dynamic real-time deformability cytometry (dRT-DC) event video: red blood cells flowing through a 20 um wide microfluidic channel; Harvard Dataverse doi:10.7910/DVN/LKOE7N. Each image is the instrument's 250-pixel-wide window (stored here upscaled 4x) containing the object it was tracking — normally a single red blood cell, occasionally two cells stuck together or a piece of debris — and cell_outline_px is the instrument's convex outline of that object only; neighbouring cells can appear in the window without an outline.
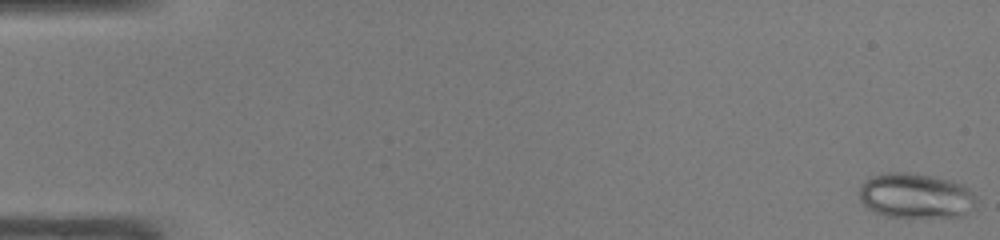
{"species": "common noctule bat (a hibernating species)", "species_latin": "Nyctalus noctula", "temperature_condition": "warm", "stored_images_in_passage": 48, "camera_frame_rate_fps": 3000, "um_per_image_px": 0.085, "animal": {"sex": "male", "body_mass_g": 19.0, "forearm_length_mm": 50.8}, "frame": {"image": 1, "passage_image": 1, "time_ms": 0.0, "image_size_px": [1000, 240], "cell_outline_px": [[976, 204], [972, 208], [960, 216], [888, 216], [876, 212], [868, 208], [860, 200], [860, 184], [868, 176], [888, 172], [908, 172], [932, 176], [952, 180], [964, 184], [972, 192], [976, 200]], "centroid_in_image_um": [77.81, 16.6], "position_along_channel_um": 7.2, "area_um2": 30.58}}
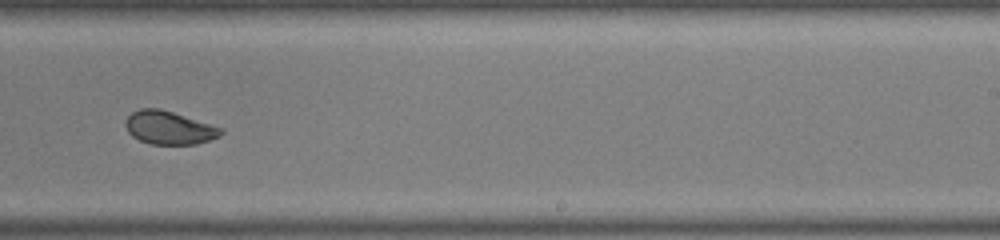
{"frame": {"image": 2, "passage_image": 31, "time_ms": 10.0, "image_size_px": [1000, 240], "cell_outline_px": [[224, 132], [220, 136], [196, 144], [152, 144], [140, 140], [132, 136], [128, 132], [124, 124], [124, 120], [132, 112], [140, 108], [160, 108], [224, 128]], "centroid_in_image_um": [14.36, 10.85], "position_along_channel_um": 274.6, "area_um2": 18.55}}
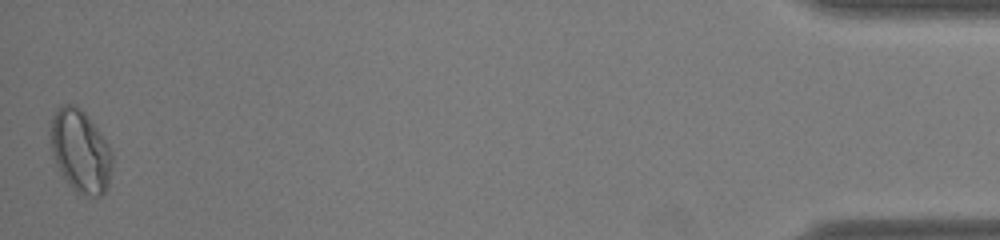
{"frame": {"image": 3, "passage_image": 48, "time_ms": 15.667, "image_size_px": [1000, 240], "cell_outline_px": [[112, 164], [108, 188], [100, 196], [76, 196], [68, 184], [56, 164], [52, 152], [48, 132], [48, 124], [56, 108], [64, 104], [72, 104], [80, 108], [84, 112], [100, 132], [108, 144], [112, 152]], "centroid_in_image_um": [6.8, 12.86], "position_along_channel_um": 428.4, "area_um2": 30.4}, "authors_computed_cell_mechanics": {"area_um2": 22.7154, "velocity_mm_per_s": 4.2509, "shape_relaxation_time_tau1_ms": null, "shape_relaxation_time_tau2_ms": 1.1188, "deformation_change_tau1": null, "deformation_change_tau2": 0.0496}}